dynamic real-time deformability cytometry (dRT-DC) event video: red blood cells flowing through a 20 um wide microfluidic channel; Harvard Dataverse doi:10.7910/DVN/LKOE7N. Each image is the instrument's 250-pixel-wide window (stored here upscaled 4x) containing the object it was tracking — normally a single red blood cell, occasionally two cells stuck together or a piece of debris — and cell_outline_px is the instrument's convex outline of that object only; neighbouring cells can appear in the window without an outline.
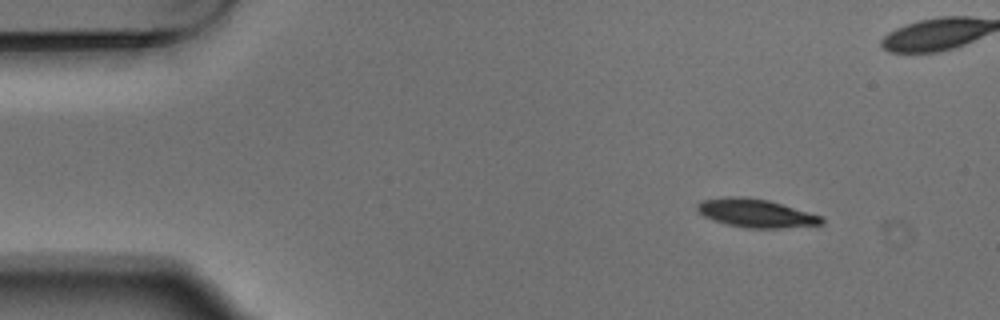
{"species": "Egyptian fruit bat (a non-hibernating species)", "species_latin": "Rousettus aegyptiacus", "temperature_condition": "warm", "stored_images_in_passage": 5, "camera_frame_rate_fps": 3000, "um_per_image_px": 0.085, "animal": {"sex": "male"}, "frame": {"image": 1, "passage_image": 1, "time_ms": 0.0, "image_size_px": [1000, 320], "cell_outline_px": [[824, 224], [780, 228], [748, 228], [728, 224], [712, 220], [704, 216], [696, 208], [696, 204], [700, 200], [724, 196], [744, 196], [768, 200], [824, 216]], "centroid_in_image_um": [64.25, 18.1], "position_along_channel_um": 20.8, "area_um2": 20.75}}
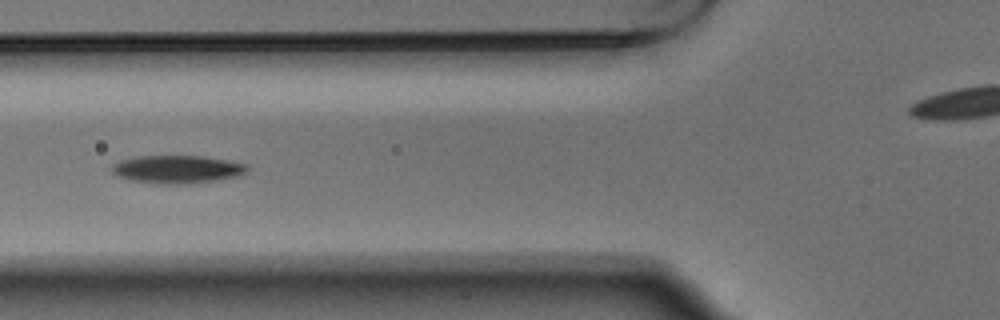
{"frame": {"image": 2, "passage_image": 5, "time_ms": 1.333, "image_size_px": [1000, 320], "cell_outline_px": [[248, 172], [244, 176], [192, 184], [156, 184], [128, 180], [116, 176], [112, 172], [112, 164], [120, 160], [136, 156], [204, 156], [228, 160], [248, 164]], "centroid_in_image_um": [15.1, 14.4], "position_along_channel_um": 110.7, "area_um2": 22.72}}